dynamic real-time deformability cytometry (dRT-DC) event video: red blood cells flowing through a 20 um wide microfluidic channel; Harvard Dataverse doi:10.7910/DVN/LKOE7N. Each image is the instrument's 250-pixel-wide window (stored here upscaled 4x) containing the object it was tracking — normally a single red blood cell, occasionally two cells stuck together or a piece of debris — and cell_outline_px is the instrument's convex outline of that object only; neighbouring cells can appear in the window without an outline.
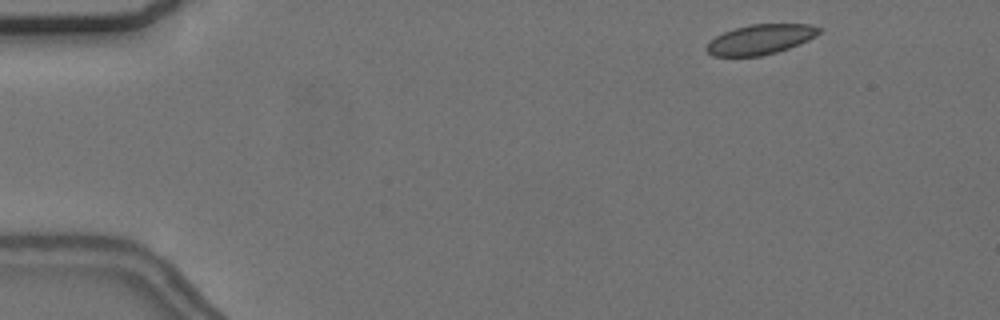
{"species": "common noctule bat (a hibernating species)", "species_latin": "Nyctalus noctula", "temperature_condition": "cold", "stored_images_in_passage": 51, "camera_frame_rate_fps": 3000, "um_per_image_px": 0.085, "animal": {"sex": "female", "body_mass_g": 24.6, "forearm_length_mm": 56.2}, "frame": {"image": 1, "passage_image": 2, "time_ms": 0.333, "image_size_px": [1000, 320], "cell_outline_px": [[824, 28], [816, 36], [808, 40], [788, 48], [776, 52], [760, 56], [712, 56], [704, 48], [716, 36], [724, 32], [736, 28], [752, 24], [812, 24]], "centroid_in_image_um": [64.67, 3.34], "position_along_channel_um": 20.3, "area_um2": 19.54}}
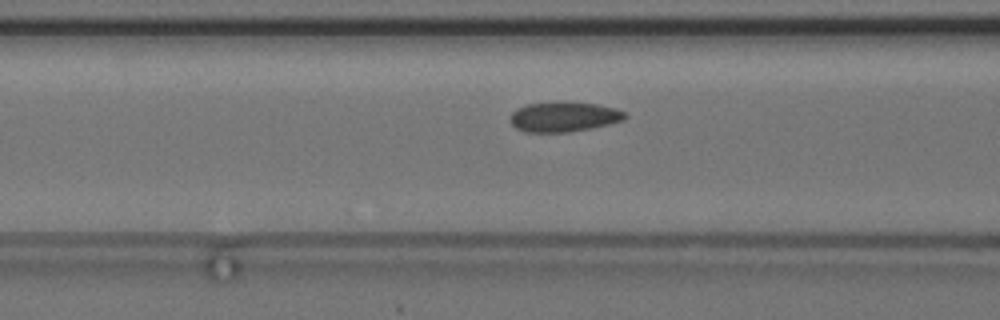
{"frame": {"image": 2, "passage_image": 18, "time_ms": 5.667, "image_size_px": [1000, 320], "cell_outline_px": [[628, 116], [624, 120], [592, 128], [568, 132], [524, 132], [516, 128], [512, 124], [512, 112], [516, 108], [528, 104], [560, 100], [596, 104], [616, 108], [624, 112]], "centroid_in_image_um": [47.94, 9.91], "position_along_channel_um": 118.7, "area_um2": 20.29}}
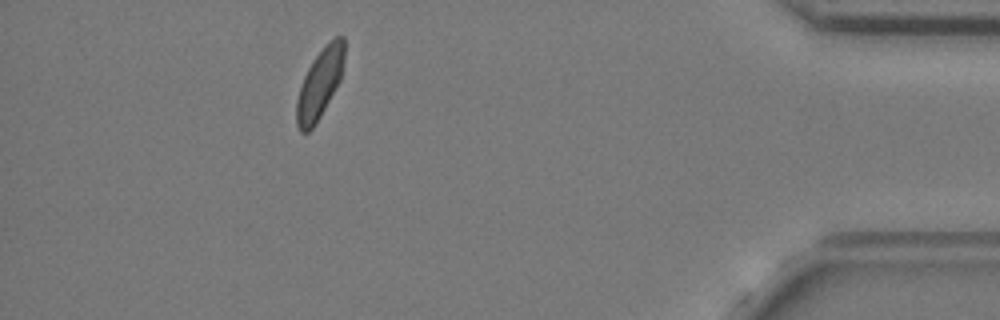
{"frame": {"image": 3, "passage_image": 46, "time_ms": 15.0, "image_size_px": [1000, 320], "cell_outline_px": [[344, 60], [340, 80], [316, 124], [308, 132], [300, 132], [296, 124], [296, 100], [304, 76], [312, 60], [336, 36], [344, 36]], "centroid_in_image_um": [27.16, 7.15], "position_along_channel_um": 408.0, "area_um2": 19.02}, "authors_computed_cell_mechanics": {"area_um2": 20.0566, "velocity_mm_per_s": 3.664, "shape_relaxation_time_tau1_ms": 6.867, "shape_relaxation_time_tau2_ms": 2.4648, "deformation_change_tau1": 0.0681, "deformation_change_tau2": 0.0544}}